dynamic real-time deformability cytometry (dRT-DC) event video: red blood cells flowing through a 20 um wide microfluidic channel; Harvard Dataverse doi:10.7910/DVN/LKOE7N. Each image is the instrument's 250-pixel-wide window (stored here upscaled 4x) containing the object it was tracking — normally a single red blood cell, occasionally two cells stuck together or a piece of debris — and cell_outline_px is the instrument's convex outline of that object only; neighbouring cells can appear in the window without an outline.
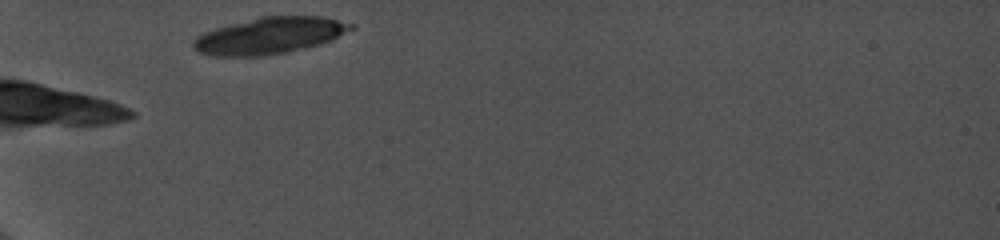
{"species": "common noctule bat (a hibernating species)", "species_latin": "Nyctalus noctula", "temperature_condition": "cold", "stored_images_in_passage": 1, "camera_frame_rate_fps": 5000, "um_per_image_px": 0.085, "animal": {"sex": "female", "body_mass_g": 19.0, "forearm_length_mm": 56.7}, "frame": {"image": 1, "passage_image": 1, "time_ms": 0.0, "image_size_px": [1000, 240], "cell_outline_px": [[356, 28], [332, 40], [320, 44], [288, 52], [260, 56], [216, 56], [200, 52], [192, 48], [192, 44], [196, 36], [204, 32], [216, 28], [260, 16], [324, 16], [356, 24]], "centroid_in_image_um": [22.97, 3.02], "position_along_channel_um": 62.0, "area_um2": 33.76}}